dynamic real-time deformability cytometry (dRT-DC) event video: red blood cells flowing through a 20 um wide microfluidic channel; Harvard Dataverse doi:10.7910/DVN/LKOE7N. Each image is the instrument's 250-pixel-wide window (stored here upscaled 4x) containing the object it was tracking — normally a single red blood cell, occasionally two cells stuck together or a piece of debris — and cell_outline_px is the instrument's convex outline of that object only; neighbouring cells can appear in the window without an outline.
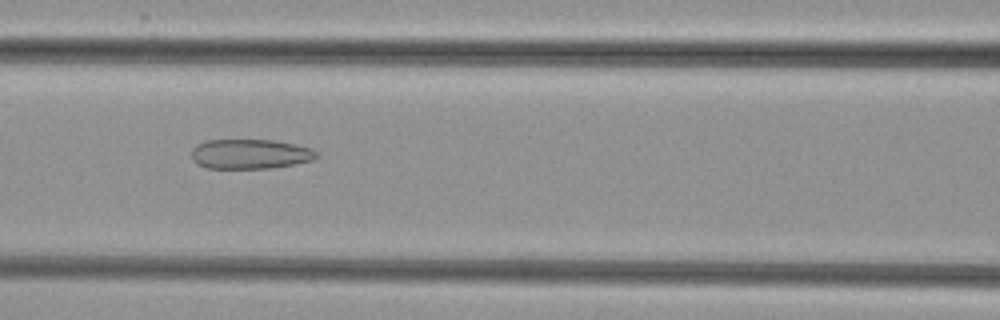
{"species": "common noctule bat (a hibernating species)", "species_latin": "Nyctalus noctula", "temperature_condition": "cold", "stored_images_in_passage": 46, "camera_frame_rate_fps": 3000, "um_per_image_px": 0.085, "animal": {"sex": "female", "body_mass_g": 29.2, "forearm_length_mm": 56.3}, "frame": {"image": 1, "passage_image": 17, "time_ms": 5.333, "image_size_px": [1000, 320], "cell_outline_px": [[320, 156], [316, 160], [296, 164], [272, 168], [208, 168], [196, 164], [192, 160], [192, 148], [196, 144], [204, 140], [272, 140], [296, 144], [312, 148], [320, 152]], "centroid_in_image_um": [21.32, 13.09], "position_along_channel_um": 145.3, "area_um2": 22.14}}
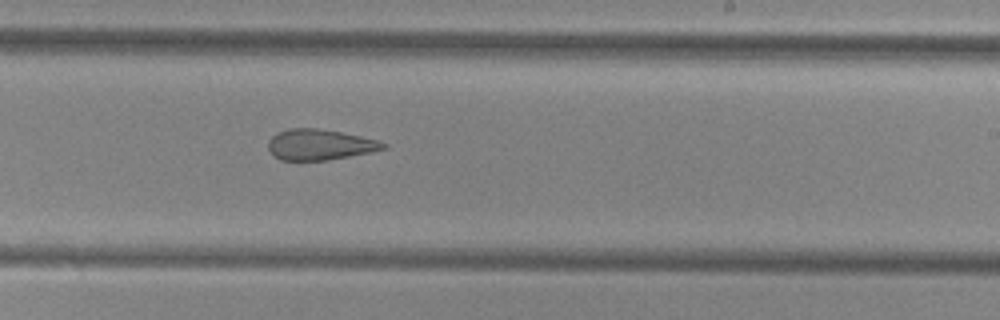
{"frame": {"image": 2, "passage_image": 26, "time_ms": 8.333, "image_size_px": [1000, 320], "cell_outline_px": [[388, 148], [328, 160], [280, 160], [272, 156], [268, 148], [268, 140], [272, 136], [288, 128], [316, 128], [340, 132], [380, 140], [388, 144]], "centroid_in_image_um": [27.17, 12.29], "position_along_channel_um": 261.8, "area_um2": 20.58}}
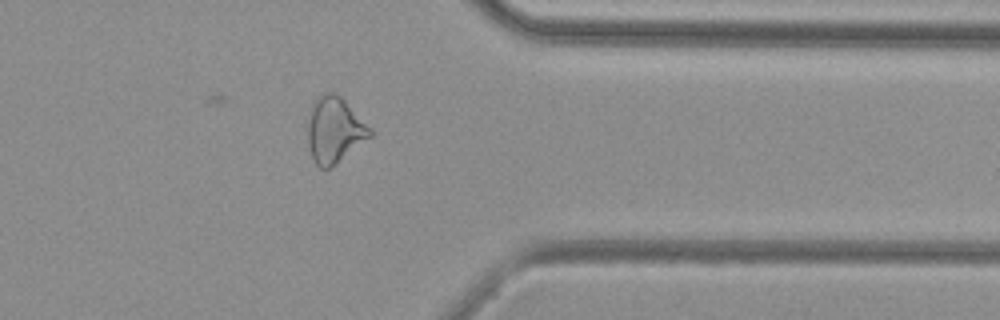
{"frame": {"image": 3, "passage_image": 36, "time_ms": 11.667, "image_size_px": [1000, 320], "cell_outline_px": [[372, 136], [328, 168], [320, 168], [316, 164], [312, 156], [308, 144], [308, 120], [312, 100], [324, 92], [332, 92], [340, 96], [372, 128]], "centroid_in_image_um": [28.42, 11.0], "position_along_channel_um": 383.0, "area_um2": 23.64}}